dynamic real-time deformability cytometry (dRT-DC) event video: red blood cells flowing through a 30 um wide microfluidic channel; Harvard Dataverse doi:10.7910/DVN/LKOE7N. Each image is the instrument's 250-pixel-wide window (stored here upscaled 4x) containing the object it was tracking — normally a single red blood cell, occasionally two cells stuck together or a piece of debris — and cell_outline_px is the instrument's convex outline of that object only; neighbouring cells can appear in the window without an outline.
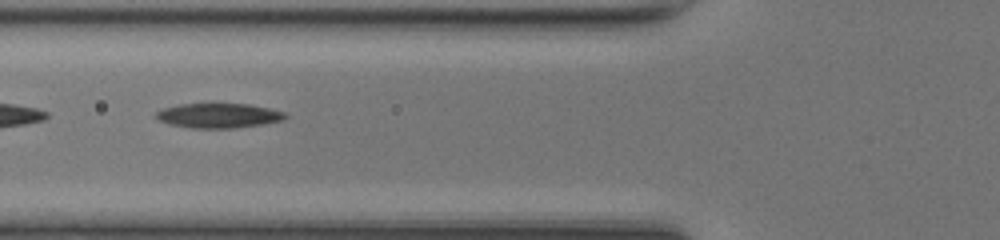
{"species": "common noctule bat (a hibernating species)", "species_latin": "Nyctalus noctula", "temperature_condition": "room temperature", "stored_images_in_passage": 6, "camera_frame_rate_fps": 3000, "um_per_image_px": 0.085, "animal": {"sex": "female", "body_mass_g": 17.0, "forearm_length_mm": 48.0}, "frame": {"image": 1, "passage_image": 4, "time_ms": 1.0, "image_size_px": [1000, 240], "cell_outline_px": [[288, 116], [284, 120], [264, 124], [236, 128], [192, 128], [168, 124], [156, 120], [156, 112], [164, 108], [180, 104], [248, 104], [268, 108], [284, 112]], "centroid_in_image_um": [18.58, 9.83], "position_along_channel_um": 107.2, "area_um2": 18.61}}